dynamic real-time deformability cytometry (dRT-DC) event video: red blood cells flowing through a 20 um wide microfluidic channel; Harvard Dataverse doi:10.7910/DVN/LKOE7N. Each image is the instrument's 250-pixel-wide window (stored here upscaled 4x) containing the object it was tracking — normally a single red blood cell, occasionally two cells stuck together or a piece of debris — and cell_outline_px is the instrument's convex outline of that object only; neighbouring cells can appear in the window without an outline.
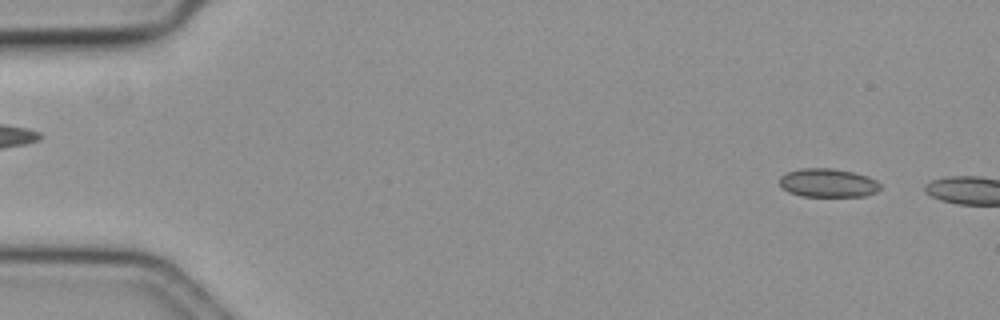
{"species": "common noctule bat (a hibernating species)", "species_latin": "Nyctalus noctula", "temperature_condition": "cold", "stored_images_in_passage": 8, "camera_frame_rate_fps": 3000, "um_per_image_px": 0.085, "animal": {"sex": "female", "body_mass_g": 19.3, "forearm_length_mm": 54.1}, "frame": {"image": 1, "passage_image": 4, "time_ms": 1.0, "image_size_px": [1000, 320], "cell_outline_px": [[880, 188], [876, 192], [864, 196], [800, 196], [788, 192], [780, 184], [780, 176], [788, 172], [804, 168], [832, 168], [852, 172], [868, 176], [876, 180], [880, 184]], "centroid_in_image_um": [70.38, 15.55], "position_along_channel_um": 14.6, "area_um2": 16.7}}